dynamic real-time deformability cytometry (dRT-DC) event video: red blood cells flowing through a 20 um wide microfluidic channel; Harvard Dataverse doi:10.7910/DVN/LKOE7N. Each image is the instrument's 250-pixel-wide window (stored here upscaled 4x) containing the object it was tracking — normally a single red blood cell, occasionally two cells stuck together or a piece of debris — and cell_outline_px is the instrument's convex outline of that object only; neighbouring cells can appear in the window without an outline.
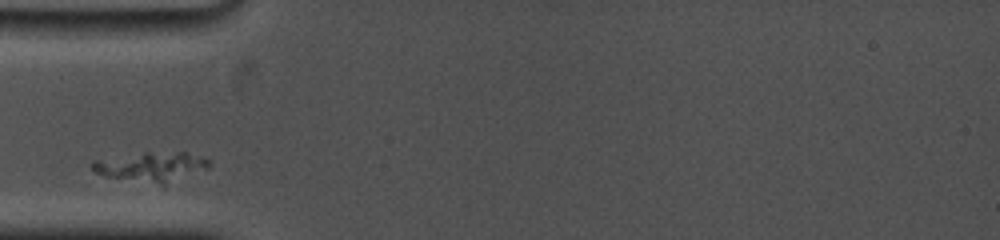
{"species": "common noctule bat (a hibernating species)", "species_latin": "Nyctalus noctula", "temperature_condition": "cold", "stored_images_in_passage": 8, "camera_frame_rate_fps": 5000, "um_per_image_px": 0.085, "animal": {"sex": "female", "body_mass_g": 19.0, "forearm_length_mm": 53.3}, "frame": {"image": 1, "passage_image": 1, "time_ms": 0.0, "image_size_px": [1000, 240], "cell_outline_px": [[212, 164], [208, 168], [164, 188], [104, 176], [96, 172], [92, 168], [92, 160], [144, 152], [184, 152], [212, 160]], "centroid_in_image_um": [12.92, 14.23], "position_along_channel_um": 72.1, "area_um2": 21.15}}
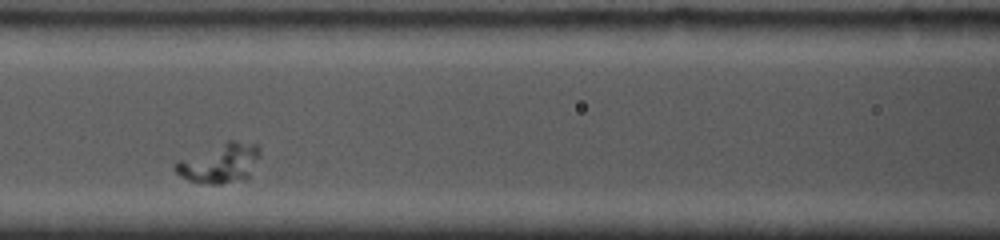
{"frame": {"image": 2, "passage_image": 3, "time_ms": 2.2, "image_size_px": [1000, 240], "cell_outline_px": [[260, 156], [248, 180], [220, 184], [208, 184], [188, 180], [180, 176], [172, 168], [172, 164], [176, 160], [228, 140], [236, 140], [256, 144], [260, 148]], "centroid_in_image_um": [18.68, 13.87], "position_along_channel_um": 147.9, "area_um2": 20.0}}
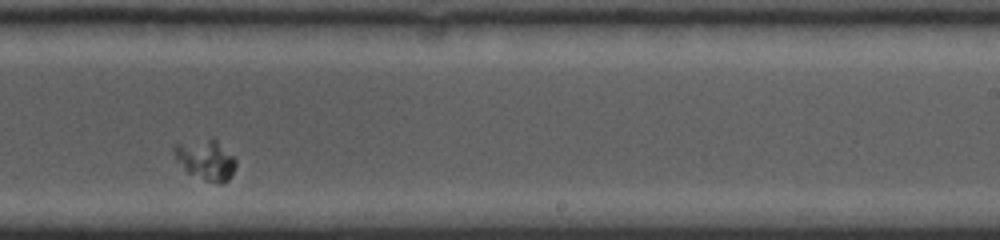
{"frame": {"image": 3, "passage_image": 7, "time_ms": 5.8, "image_size_px": [1000, 240], "cell_outline_px": [[236, 164], [228, 180], [220, 184], [204, 180], [188, 172], [176, 160], [172, 152], [172, 144], [212, 136], [236, 160]], "centroid_in_image_um": [17.43, 13.54], "position_along_channel_um": 271.6, "area_um2": 14.62}}